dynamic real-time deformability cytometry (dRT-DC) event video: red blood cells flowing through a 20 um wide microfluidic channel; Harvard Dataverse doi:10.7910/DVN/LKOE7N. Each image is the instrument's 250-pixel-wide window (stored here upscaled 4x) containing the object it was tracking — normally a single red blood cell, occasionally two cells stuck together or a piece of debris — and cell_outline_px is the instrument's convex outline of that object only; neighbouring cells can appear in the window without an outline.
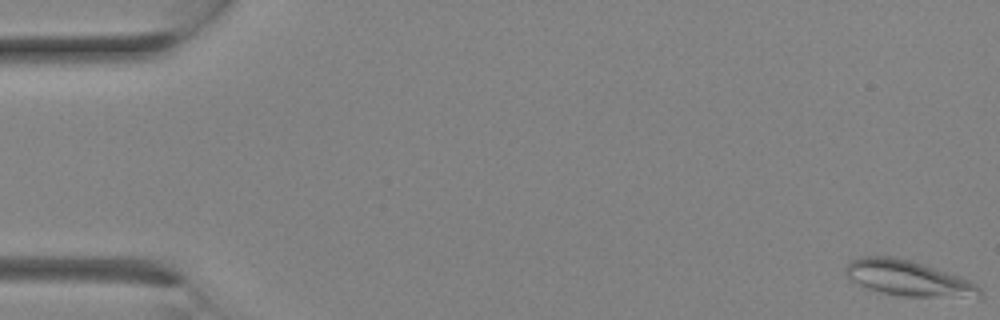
{"species": "Egyptian fruit bat (a non-hibernating species)", "species_latin": "Rousettus aegyptiacus", "temperature_condition": "room temperature", "stored_images_in_passage": 6, "camera_frame_rate_fps": 3000, "um_per_image_px": 0.085, "animal": {"sex": "female"}, "frame": {"image": 1, "passage_image": 1, "time_ms": 0.0, "image_size_px": [1000, 320], "cell_outline_px": [[984, 292], [980, 296], [904, 296], [880, 292], [868, 288], [848, 280], [844, 272], [844, 268], [848, 260], [860, 256], [892, 256], [912, 260], [936, 268], [968, 280], [976, 284]], "centroid_in_image_um": [77.08, 23.61], "position_along_channel_um": 7.9, "area_um2": 27.63}}